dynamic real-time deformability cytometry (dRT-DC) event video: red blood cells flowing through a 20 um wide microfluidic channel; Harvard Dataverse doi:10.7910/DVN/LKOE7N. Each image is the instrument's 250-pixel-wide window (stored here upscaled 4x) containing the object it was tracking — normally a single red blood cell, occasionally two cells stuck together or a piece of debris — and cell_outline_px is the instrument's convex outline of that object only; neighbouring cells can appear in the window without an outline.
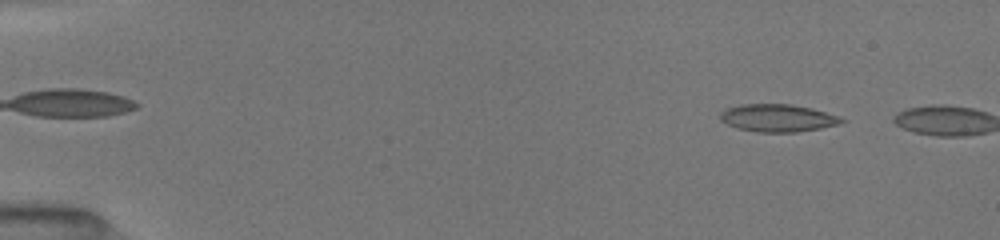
{"species": "common noctule bat (a hibernating species)", "species_latin": "Nyctalus noctula", "temperature_condition": "room temperature", "stored_images_in_passage": 6, "camera_frame_rate_fps": 3000, "um_per_image_px": 0.085, "animal": {"sex": "female", "body_mass_g": 19.5, "forearm_length_mm": 54.1}, "frame": {"image": 1, "passage_image": 5, "time_ms": 1.333, "image_size_px": [1000, 240], "cell_outline_px": [[848, 120], [840, 124], [820, 128], [796, 132], [756, 132], [740, 128], [728, 124], [720, 120], [720, 112], [728, 108], [740, 104], [792, 104], [812, 108]], "centroid_in_image_um": [66.11, 10.02], "position_along_channel_um": 18.9, "area_um2": 19.36}}